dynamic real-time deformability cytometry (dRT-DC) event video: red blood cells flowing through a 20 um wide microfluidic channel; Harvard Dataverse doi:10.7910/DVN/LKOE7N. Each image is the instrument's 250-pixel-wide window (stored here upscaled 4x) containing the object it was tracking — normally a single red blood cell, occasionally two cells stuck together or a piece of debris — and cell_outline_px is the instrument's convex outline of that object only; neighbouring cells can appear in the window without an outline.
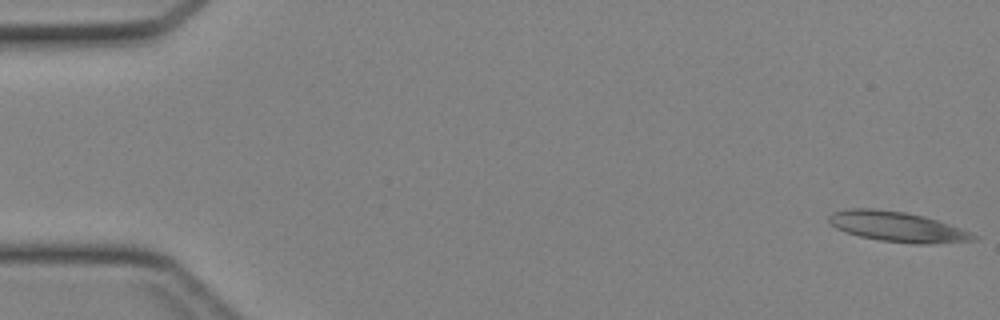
{"species": "Egyptian fruit bat (a non-hibernating species)", "species_latin": "Rousettus aegyptiacus", "temperature_condition": "cold", "stored_images_in_passage": 44, "camera_frame_rate_fps": 3000, "um_per_image_px": 0.085, "animal": {"sex": "female"}, "frame": {"image": 1, "passage_image": 1, "time_ms": 0.0, "image_size_px": [1000, 320], "cell_outline_px": [[980, 236], [976, 240], [928, 244], [912, 244], [880, 240], [860, 236], [844, 232], [836, 228], [828, 220], [828, 216], [832, 212], [852, 208], [872, 208], [904, 212], [924, 216], [972, 232]], "centroid_in_image_um": [76.28, 19.28], "position_along_channel_um": 8.7, "area_um2": 25.37}}
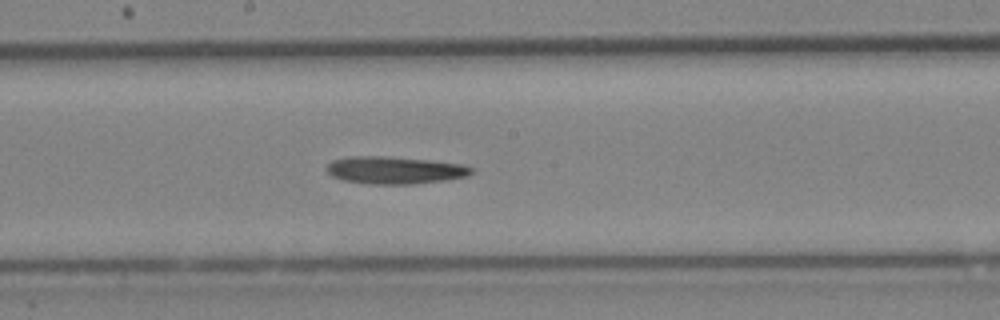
{"frame": {"image": 2, "passage_image": 24, "time_ms": 7.667, "image_size_px": [1000, 320], "cell_outline_px": [[476, 172], [468, 176], [448, 180], [412, 184], [372, 184], [344, 180], [332, 176], [324, 168], [332, 160], [348, 156], [388, 156], [428, 160], [460, 164], [472, 168]], "centroid_in_image_um": [33.56, 14.46], "position_along_channel_um": 214.6, "area_um2": 23.24}}
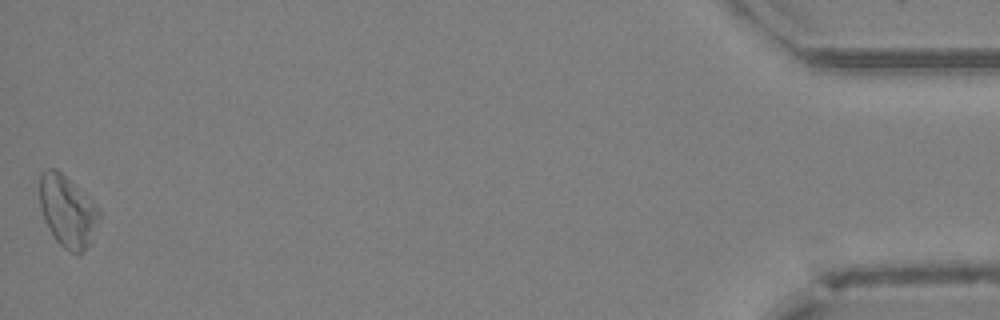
{"frame": {"image": 3, "passage_image": 44, "time_ms": 14.333, "image_size_px": [1000, 320], "cell_outline_px": [[100, 216], [88, 244], [80, 256], [64, 248], [56, 240], [48, 228], [40, 208], [40, 172], [48, 168], [56, 168], [100, 212]], "centroid_in_image_um": [5.67, 17.98], "position_along_channel_um": 429.5, "area_um2": 23.81}}